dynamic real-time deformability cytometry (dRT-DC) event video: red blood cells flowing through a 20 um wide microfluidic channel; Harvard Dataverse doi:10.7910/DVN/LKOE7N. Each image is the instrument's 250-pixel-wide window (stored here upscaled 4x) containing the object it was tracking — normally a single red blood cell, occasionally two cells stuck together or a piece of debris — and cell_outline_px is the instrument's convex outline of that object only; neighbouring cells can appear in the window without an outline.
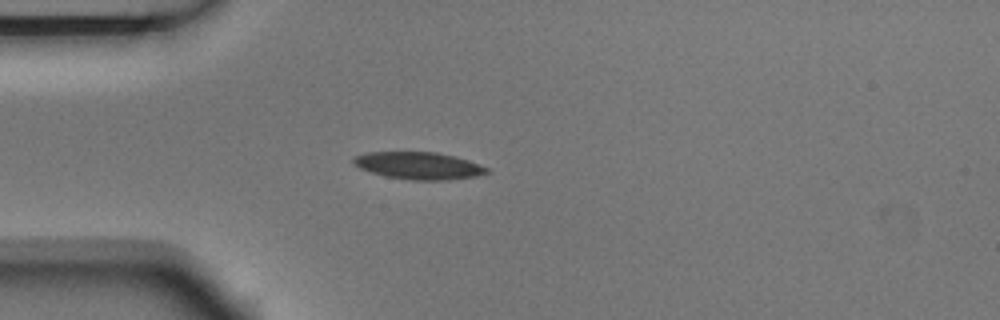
{"species": "Egyptian fruit bat (a non-hibernating species)", "species_latin": "Rousettus aegyptiacus", "temperature_condition": "room temperature", "stored_images_in_passage": 5, "camera_frame_rate_fps": 3000, "um_per_image_px": 0.085, "animal": {"sex": "male"}, "frame": {"image": 1, "passage_image": 4, "time_ms": 1.0, "image_size_px": [1000, 320], "cell_outline_px": [[488, 172], [476, 176], [448, 180], [412, 180], [384, 176], [360, 168], [352, 164], [352, 160], [356, 156], [368, 152], [436, 152], [468, 160], [488, 168]], "centroid_in_image_um": [35.56, 14.08], "position_along_channel_um": 49.4, "area_um2": 20.98}}